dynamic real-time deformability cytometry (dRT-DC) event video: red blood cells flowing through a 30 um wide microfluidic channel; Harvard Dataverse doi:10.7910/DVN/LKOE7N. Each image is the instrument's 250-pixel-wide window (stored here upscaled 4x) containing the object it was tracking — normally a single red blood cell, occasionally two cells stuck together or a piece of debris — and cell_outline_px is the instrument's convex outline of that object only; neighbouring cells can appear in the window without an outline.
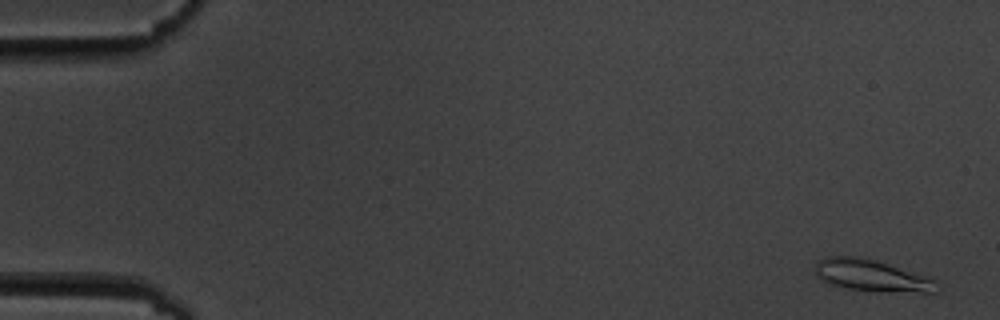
{"species": "common noctule bat (a hibernating species)", "species_latin": "Nyctalus noctula", "temperature_condition": "cold", "stored_images_in_passage": 6, "camera_frame_rate_fps": 3000, "um_per_image_px": 0.085, "animal": {"sex": "male", "body_mass_g": 19.5, "forearm_length_mm": 54.6}, "frame": {"image": 1, "passage_image": 1, "time_ms": 0.0, "image_size_px": [1000, 320], "cell_outline_px": [[940, 288], [936, 292], [880, 292], [844, 288], [828, 284], [812, 272], [812, 268], [816, 260], [824, 256], [860, 256], [876, 260], [936, 280], [940, 284]], "centroid_in_image_um": [74.01, 23.42], "position_along_channel_um": 11.0, "area_um2": 23.0}}
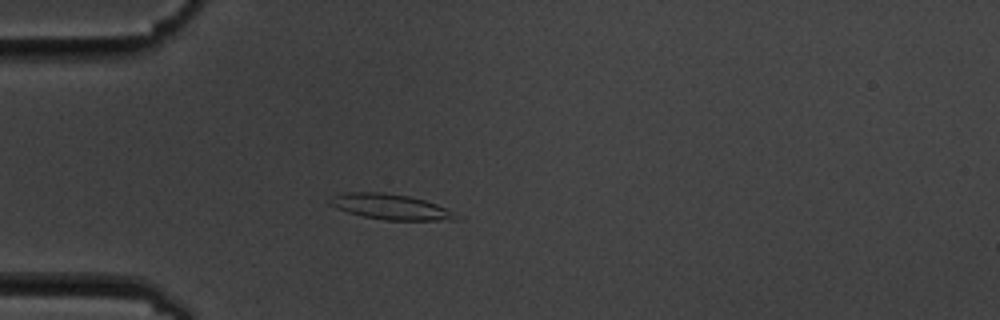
{"frame": {"image": 2, "passage_image": 5, "time_ms": 4.667, "image_size_px": [1000, 320], "cell_outline_px": [[460, 220], [384, 220], [364, 216], [348, 212], [336, 208], [328, 204], [328, 200], [332, 196], [344, 192], [380, 192], [408, 196], [424, 200], [436, 204], [444, 208]], "centroid_in_image_um": [33.1, 17.57], "position_along_channel_um": 51.9, "area_um2": 18.38}}